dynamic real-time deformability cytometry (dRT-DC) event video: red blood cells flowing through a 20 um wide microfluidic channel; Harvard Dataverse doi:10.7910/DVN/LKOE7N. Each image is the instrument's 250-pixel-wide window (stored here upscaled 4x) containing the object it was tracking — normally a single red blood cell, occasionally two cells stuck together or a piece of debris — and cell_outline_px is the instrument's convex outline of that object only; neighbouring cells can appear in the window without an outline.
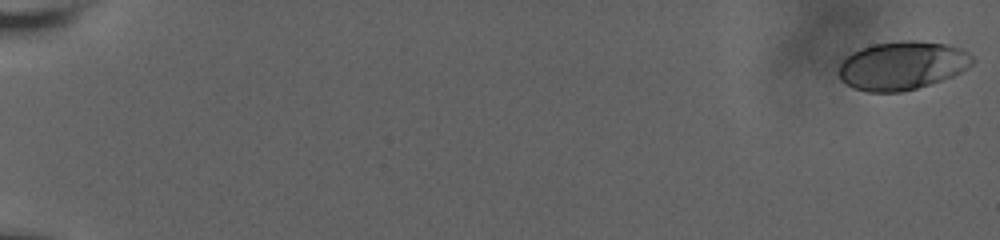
{"species": "human", "species_latin": "Homo sapiens", "temperature_condition": "room temperature", "stored_images_in_passage": 61, "camera_frame_rate_fps": 3000, "um_per_image_px": 0.085, "donor": {"sex": "male"}, "frame": {"image": 1, "passage_image": 1, "time_ms": 0.0, "image_size_px": [1000, 240], "cell_outline_px": [[976, 60], [972, 64], [960, 72], [952, 76], [916, 88], [900, 92], [868, 92], [852, 88], [840, 76], [840, 64], [852, 52], [860, 48], [872, 44], [900, 40], [912, 40], [944, 44], [960, 48], [968, 52]], "centroid_in_image_um": [76.7, 5.56], "position_along_channel_um": 8.3, "area_um2": 37.45}}
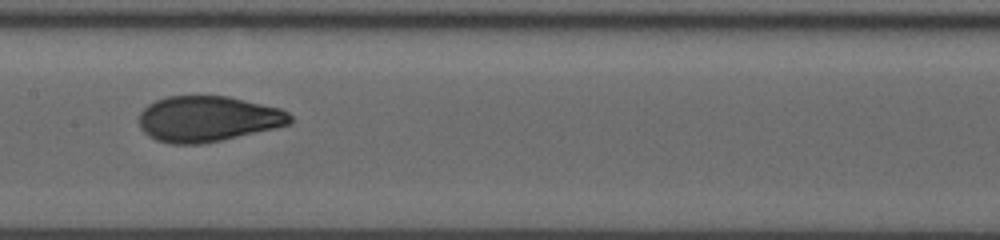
{"frame": {"image": 2, "passage_image": 34, "time_ms": 11.0, "image_size_px": [1000, 240], "cell_outline_px": [[292, 120], [288, 124], [276, 128], [220, 140], [200, 144], [168, 144], [156, 140], [148, 136], [140, 128], [140, 112], [148, 104], [156, 100], [168, 96], [228, 96], [280, 108], [288, 112], [292, 116]], "centroid_in_image_um": [17.65, 10.1], "position_along_channel_um": 189.8, "area_um2": 40.17}}
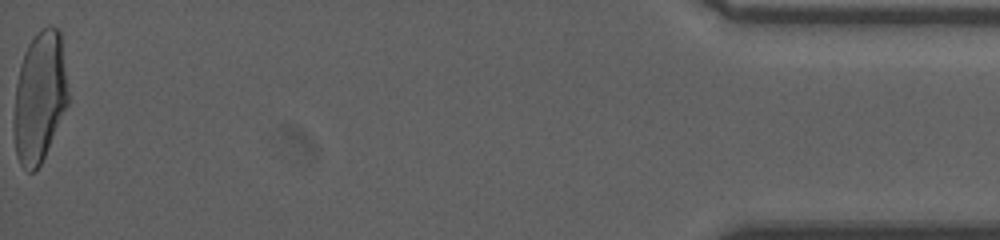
{"frame": {"image": 3, "passage_image": 61, "time_ms": 20.0, "image_size_px": [1000, 240], "cell_outline_px": [[68, 104], [44, 156], [40, 164], [32, 172], [28, 172], [20, 164], [16, 156], [16, 84], [20, 64], [24, 52], [28, 44], [36, 32], [44, 28], [56, 28], [60, 32], [68, 92]], "centroid_in_image_um": [3.39, 8.23], "position_along_channel_um": 431.8, "area_um2": 40.17}, "authors_computed_cell_mechanics": {"area_um2": 39.7086, "velocity_mm_per_s": 3.65, "shape_relaxation_time_tau1_ms": 7.529, "shape_relaxation_time_tau2_ms": 0.7545, "deformation_change_tau1": 0.2226, "deformation_change_tau2": 0.0545}}